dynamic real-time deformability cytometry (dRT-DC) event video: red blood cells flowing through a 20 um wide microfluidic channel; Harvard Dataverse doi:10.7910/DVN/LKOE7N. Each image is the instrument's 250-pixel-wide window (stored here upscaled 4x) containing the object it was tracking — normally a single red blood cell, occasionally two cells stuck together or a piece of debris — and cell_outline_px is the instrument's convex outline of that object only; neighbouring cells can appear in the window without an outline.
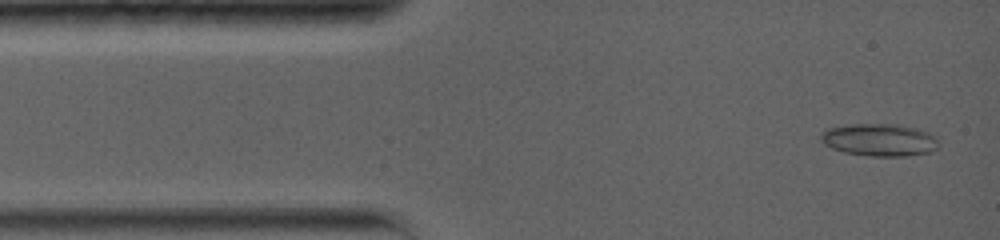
{"species": "common noctule bat (a hibernating species)", "species_latin": "Nyctalus noctula", "temperature_condition": "warm", "stored_images_in_passage": 27, "camera_frame_rate_fps": 5000, "um_per_image_px": 0.085, "animal": {"sex": "female", "body_mass_g": 19.0, "forearm_length_mm": 56.7}, "frame": {"image": 1, "passage_image": 1, "time_ms": 0.0, "image_size_px": [1000, 240], "cell_outline_px": [[936, 148], [932, 152], [908, 156], [872, 156], [844, 152], [832, 148], [824, 144], [820, 140], [820, 136], [828, 128], [848, 124], [896, 124], [916, 128], [928, 132], [936, 136]], "centroid_in_image_um": [74.75, 11.89], "position_along_channel_um": 10.3, "area_um2": 22.25}}
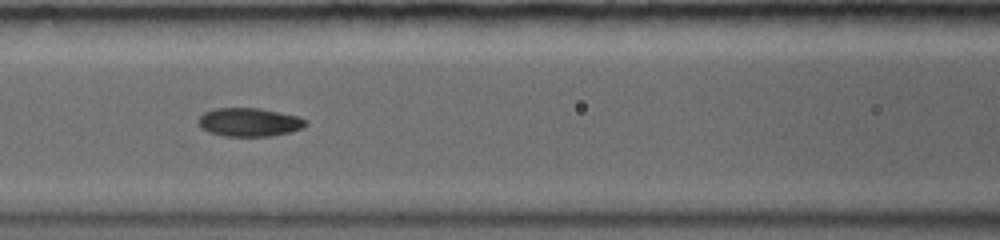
{"frame": {"image": 2, "passage_image": 9, "time_ms": 5.2, "image_size_px": [1000, 240], "cell_outline_px": [[308, 124], [304, 128], [292, 132], [272, 136], [224, 136], [208, 132], [200, 128], [196, 120], [204, 112], [216, 108], [256, 108], [280, 112], [300, 116], [308, 120]], "centroid_in_image_um": [21.21, 10.39], "position_along_channel_um": 145.4, "area_um2": 18.21}}
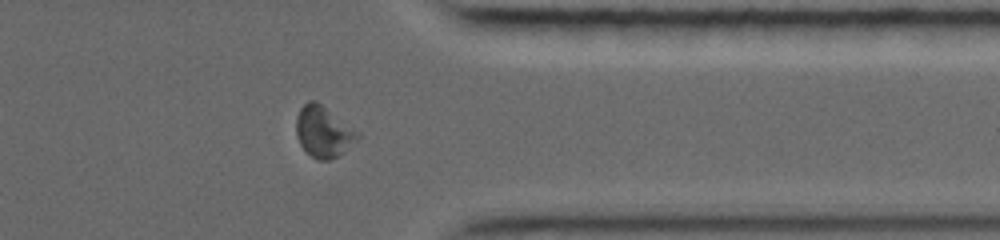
{"frame": {"image": 3, "passage_image": 19, "time_ms": 11.6, "image_size_px": [1000, 240], "cell_outline_px": [[360, 136], [344, 152], [328, 160], [320, 160], [312, 156], [300, 144], [296, 136], [296, 116], [300, 108], [308, 100], [316, 100], [360, 132]], "centroid_in_image_um": [27.49, 11.17], "position_along_channel_um": 383.9, "area_um2": 18.21}, "authors_computed_cell_mechanics": {"area_um2": 17.8024, "velocity_mm_per_s": 3.7926, "shape_relaxation_time_tau1_ms": 4.6181, "shape_relaxation_time_tau2_ms": 4.0663, "deformation_change_tau1": 0.1653, "deformation_change_tau2": 0.0781}}